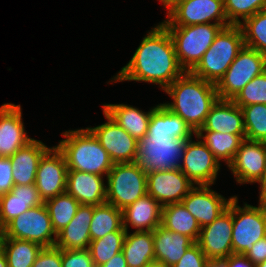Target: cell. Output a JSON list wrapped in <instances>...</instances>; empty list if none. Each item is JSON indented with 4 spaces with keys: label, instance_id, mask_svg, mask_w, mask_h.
Masks as SVG:
<instances>
[{
    "label": "cell",
    "instance_id": "obj_1",
    "mask_svg": "<svg viewBox=\"0 0 266 267\" xmlns=\"http://www.w3.org/2000/svg\"><path fill=\"white\" fill-rule=\"evenodd\" d=\"M184 72L177 60L171 34L159 22L147 31L128 63L111 76L108 83L145 82L164 91Z\"/></svg>",
    "mask_w": 266,
    "mask_h": 267
},
{
    "label": "cell",
    "instance_id": "obj_2",
    "mask_svg": "<svg viewBox=\"0 0 266 267\" xmlns=\"http://www.w3.org/2000/svg\"><path fill=\"white\" fill-rule=\"evenodd\" d=\"M172 101L162 104L180 116L197 133L203 126L211 107L219 99L216 85L184 72L164 90Z\"/></svg>",
    "mask_w": 266,
    "mask_h": 267
},
{
    "label": "cell",
    "instance_id": "obj_3",
    "mask_svg": "<svg viewBox=\"0 0 266 267\" xmlns=\"http://www.w3.org/2000/svg\"><path fill=\"white\" fill-rule=\"evenodd\" d=\"M56 146L63 153L68 171L107 176L114 162L95 135L87 128L65 130Z\"/></svg>",
    "mask_w": 266,
    "mask_h": 267
},
{
    "label": "cell",
    "instance_id": "obj_4",
    "mask_svg": "<svg viewBox=\"0 0 266 267\" xmlns=\"http://www.w3.org/2000/svg\"><path fill=\"white\" fill-rule=\"evenodd\" d=\"M244 46L239 25L223 27L191 73L216 85Z\"/></svg>",
    "mask_w": 266,
    "mask_h": 267
},
{
    "label": "cell",
    "instance_id": "obj_5",
    "mask_svg": "<svg viewBox=\"0 0 266 267\" xmlns=\"http://www.w3.org/2000/svg\"><path fill=\"white\" fill-rule=\"evenodd\" d=\"M165 27L173 39L179 65L185 72H191L197 66L223 28L214 23Z\"/></svg>",
    "mask_w": 266,
    "mask_h": 267
},
{
    "label": "cell",
    "instance_id": "obj_6",
    "mask_svg": "<svg viewBox=\"0 0 266 267\" xmlns=\"http://www.w3.org/2000/svg\"><path fill=\"white\" fill-rule=\"evenodd\" d=\"M187 140L147 133L138 141L135 162L146 174L179 169Z\"/></svg>",
    "mask_w": 266,
    "mask_h": 267
},
{
    "label": "cell",
    "instance_id": "obj_7",
    "mask_svg": "<svg viewBox=\"0 0 266 267\" xmlns=\"http://www.w3.org/2000/svg\"><path fill=\"white\" fill-rule=\"evenodd\" d=\"M147 194V174L136 162L114 163L106 176V203L123 210Z\"/></svg>",
    "mask_w": 266,
    "mask_h": 267
},
{
    "label": "cell",
    "instance_id": "obj_8",
    "mask_svg": "<svg viewBox=\"0 0 266 267\" xmlns=\"http://www.w3.org/2000/svg\"><path fill=\"white\" fill-rule=\"evenodd\" d=\"M238 195L233 196V254L245 255L259 239L266 236V207L253 206L243 201L239 205Z\"/></svg>",
    "mask_w": 266,
    "mask_h": 267
},
{
    "label": "cell",
    "instance_id": "obj_9",
    "mask_svg": "<svg viewBox=\"0 0 266 267\" xmlns=\"http://www.w3.org/2000/svg\"><path fill=\"white\" fill-rule=\"evenodd\" d=\"M266 71V55L246 46L216 84L219 99L233 100L256 76Z\"/></svg>",
    "mask_w": 266,
    "mask_h": 267
},
{
    "label": "cell",
    "instance_id": "obj_10",
    "mask_svg": "<svg viewBox=\"0 0 266 267\" xmlns=\"http://www.w3.org/2000/svg\"><path fill=\"white\" fill-rule=\"evenodd\" d=\"M4 235V238L32 241L42 247L55 246L57 238L44 203L28 209L11 220L4 227Z\"/></svg>",
    "mask_w": 266,
    "mask_h": 267
},
{
    "label": "cell",
    "instance_id": "obj_11",
    "mask_svg": "<svg viewBox=\"0 0 266 267\" xmlns=\"http://www.w3.org/2000/svg\"><path fill=\"white\" fill-rule=\"evenodd\" d=\"M221 167L197 134L187 140L179 169L193 184L213 186L220 175Z\"/></svg>",
    "mask_w": 266,
    "mask_h": 267
},
{
    "label": "cell",
    "instance_id": "obj_12",
    "mask_svg": "<svg viewBox=\"0 0 266 267\" xmlns=\"http://www.w3.org/2000/svg\"><path fill=\"white\" fill-rule=\"evenodd\" d=\"M161 21L164 26L214 23L229 26L223 0H185L174 6Z\"/></svg>",
    "mask_w": 266,
    "mask_h": 267
},
{
    "label": "cell",
    "instance_id": "obj_13",
    "mask_svg": "<svg viewBox=\"0 0 266 267\" xmlns=\"http://www.w3.org/2000/svg\"><path fill=\"white\" fill-rule=\"evenodd\" d=\"M233 197L211 224L201 228L197 241L208 260H225L233 254Z\"/></svg>",
    "mask_w": 266,
    "mask_h": 267
},
{
    "label": "cell",
    "instance_id": "obj_14",
    "mask_svg": "<svg viewBox=\"0 0 266 267\" xmlns=\"http://www.w3.org/2000/svg\"><path fill=\"white\" fill-rule=\"evenodd\" d=\"M67 171L63 153L56 145L50 147L39 160L35 179L43 202L66 192Z\"/></svg>",
    "mask_w": 266,
    "mask_h": 267
},
{
    "label": "cell",
    "instance_id": "obj_15",
    "mask_svg": "<svg viewBox=\"0 0 266 267\" xmlns=\"http://www.w3.org/2000/svg\"><path fill=\"white\" fill-rule=\"evenodd\" d=\"M106 122L87 128L99 140L114 163L135 162L138 141L103 111Z\"/></svg>",
    "mask_w": 266,
    "mask_h": 267
},
{
    "label": "cell",
    "instance_id": "obj_16",
    "mask_svg": "<svg viewBox=\"0 0 266 267\" xmlns=\"http://www.w3.org/2000/svg\"><path fill=\"white\" fill-rule=\"evenodd\" d=\"M227 168L237 185L255 184L266 169V142L243 139Z\"/></svg>",
    "mask_w": 266,
    "mask_h": 267
},
{
    "label": "cell",
    "instance_id": "obj_17",
    "mask_svg": "<svg viewBox=\"0 0 266 267\" xmlns=\"http://www.w3.org/2000/svg\"><path fill=\"white\" fill-rule=\"evenodd\" d=\"M194 186L180 169L147 174V194L162 206L182 202Z\"/></svg>",
    "mask_w": 266,
    "mask_h": 267
},
{
    "label": "cell",
    "instance_id": "obj_18",
    "mask_svg": "<svg viewBox=\"0 0 266 267\" xmlns=\"http://www.w3.org/2000/svg\"><path fill=\"white\" fill-rule=\"evenodd\" d=\"M211 187L212 185H195L182 200L186 209L195 217L201 228L211 224L226 210L234 196L226 198Z\"/></svg>",
    "mask_w": 266,
    "mask_h": 267
},
{
    "label": "cell",
    "instance_id": "obj_19",
    "mask_svg": "<svg viewBox=\"0 0 266 267\" xmlns=\"http://www.w3.org/2000/svg\"><path fill=\"white\" fill-rule=\"evenodd\" d=\"M22 117L20 104L4 103L0 107V150L4 157H10L31 140Z\"/></svg>",
    "mask_w": 266,
    "mask_h": 267
},
{
    "label": "cell",
    "instance_id": "obj_20",
    "mask_svg": "<svg viewBox=\"0 0 266 267\" xmlns=\"http://www.w3.org/2000/svg\"><path fill=\"white\" fill-rule=\"evenodd\" d=\"M105 176L81 171H67L66 192L81 205L106 203Z\"/></svg>",
    "mask_w": 266,
    "mask_h": 267
},
{
    "label": "cell",
    "instance_id": "obj_21",
    "mask_svg": "<svg viewBox=\"0 0 266 267\" xmlns=\"http://www.w3.org/2000/svg\"><path fill=\"white\" fill-rule=\"evenodd\" d=\"M162 205L149 194L122 210L123 228L129 231H154L161 225Z\"/></svg>",
    "mask_w": 266,
    "mask_h": 267
},
{
    "label": "cell",
    "instance_id": "obj_22",
    "mask_svg": "<svg viewBox=\"0 0 266 267\" xmlns=\"http://www.w3.org/2000/svg\"><path fill=\"white\" fill-rule=\"evenodd\" d=\"M199 131L245 135L243 111L232 100L218 99Z\"/></svg>",
    "mask_w": 266,
    "mask_h": 267
},
{
    "label": "cell",
    "instance_id": "obj_23",
    "mask_svg": "<svg viewBox=\"0 0 266 267\" xmlns=\"http://www.w3.org/2000/svg\"><path fill=\"white\" fill-rule=\"evenodd\" d=\"M43 203L35 183L14 185L0 197V227L4 228L18 215Z\"/></svg>",
    "mask_w": 266,
    "mask_h": 267
},
{
    "label": "cell",
    "instance_id": "obj_24",
    "mask_svg": "<svg viewBox=\"0 0 266 267\" xmlns=\"http://www.w3.org/2000/svg\"><path fill=\"white\" fill-rule=\"evenodd\" d=\"M92 216L93 205H80L73 219L57 233L55 247L68 250L88 249Z\"/></svg>",
    "mask_w": 266,
    "mask_h": 267
},
{
    "label": "cell",
    "instance_id": "obj_25",
    "mask_svg": "<svg viewBox=\"0 0 266 267\" xmlns=\"http://www.w3.org/2000/svg\"><path fill=\"white\" fill-rule=\"evenodd\" d=\"M194 243L190 237L169 231L160 225L153 231L155 262L163 267H172Z\"/></svg>",
    "mask_w": 266,
    "mask_h": 267
},
{
    "label": "cell",
    "instance_id": "obj_26",
    "mask_svg": "<svg viewBox=\"0 0 266 267\" xmlns=\"http://www.w3.org/2000/svg\"><path fill=\"white\" fill-rule=\"evenodd\" d=\"M157 105L149 108L148 111L124 103H106L101 107L121 128L137 141H140L148 132L151 113Z\"/></svg>",
    "mask_w": 266,
    "mask_h": 267
},
{
    "label": "cell",
    "instance_id": "obj_27",
    "mask_svg": "<svg viewBox=\"0 0 266 267\" xmlns=\"http://www.w3.org/2000/svg\"><path fill=\"white\" fill-rule=\"evenodd\" d=\"M50 147L33 139L10 156L14 185L33 184L40 158Z\"/></svg>",
    "mask_w": 266,
    "mask_h": 267
},
{
    "label": "cell",
    "instance_id": "obj_28",
    "mask_svg": "<svg viewBox=\"0 0 266 267\" xmlns=\"http://www.w3.org/2000/svg\"><path fill=\"white\" fill-rule=\"evenodd\" d=\"M147 133L175 139H190L196 134L180 116L172 113L161 102L151 113Z\"/></svg>",
    "mask_w": 266,
    "mask_h": 267
},
{
    "label": "cell",
    "instance_id": "obj_29",
    "mask_svg": "<svg viewBox=\"0 0 266 267\" xmlns=\"http://www.w3.org/2000/svg\"><path fill=\"white\" fill-rule=\"evenodd\" d=\"M122 253L127 267H145L154 263L153 231H127Z\"/></svg>",
    "mask_w": 266,
    "mask_h": 267
},
{
    "label": "cell",
    "instance_id": "obj_30",
    "mask_svg": "<svg viewBox=\"0 0 266 267\" xmlns=\"http://www.w3.org/2000/svg\"><path fill=\"white\" fill-rule=\"evenodd\" d=\"M161 226L165 229L190 237L197 242L201 226L182 202L162 207Z\"/></svg>",
    "mask_w": 266,
    "mask_h": 267
},
{
    "label": "cell",
    "instance_id": "obj_31",
    "mask_svg": "<svg viewBox=\"0 0 266 267\" xmlns=\"http://www.w3.org/2000/svg\"><path fill=\"white\" fill-rule=\"evenodd\" d=\"M196 134L207 145L220 164L222 165L224 162L226 167L232 162L241 141L246 138L245 135L224 134L215 131H198Z\"/></svg>",
    "mask_w": 266,
    "mask_h": 267
},
{
    "label": "cell",
    "instance_id": "obj_32",
    "mask_svg": "<svg viewBox=\"0 0 266 267\" xmlns=\"http://www.w3.org/2000/svg\"><path fill=\"white\" fill-rule=\"evenodd\" d=\"M114 231H126L123 228L122 210L109 203L93 205V216L90 223L91 241Z\"/></svg>",
    "mask_w": 266,
    "mask_h": 267
},
{
    "label": "cell",
    "instance_id": "obj_33",
    "mask_svg": "<svg viewBox=\"0 0 266 267\" xmlns=\"http://www.w3.org/2000/svg\"><path fill=\"white\" fill-rule=\"evenodd\" d=\"M42 248L32 241L4 238L2 252L6 256L8 267H32Z\"/></svg>",
    "mask_w": 266,
    "mask_h": 267
},
{
    "label": "cell",
    "instance_id": "obj_34",
    "mask_svg": "<svg viewBox=\"0 0 266 267\" xmlns=\"http://www.w3.org/2000/svg\"><path fill=\"white\" fill-rule=\"evenodd\" d=\"M56 234L73 219L80 203L70 194L64 192L44 202Z\"/></svg>",
    "mask_w": 266,
    "mask_h": 267
},
{
    "label": "cell",
    "instance_id": "obj_35",
    "mask_svg": "<svg viewBox=\"0 0 266 267\" xmlns=\"http://www.w3.org/2000/svg\"><path fill=\"white\" fill-rule=\"evenodd\" d=\"M126 232H110L102 238L90 242L88 250L96 267L105 264L113 256L122 252Z\"/></svg>",
    "mask_w": 266,
    "mask_h": 267
},
{
    "label": "cell",
    "instance_id": "obj_36",
    "mask_svg": "<svg viewBox=\"0 0 266 267\" xmlns=\"http://www.w3.org/2000/svg\"><path fill=\"white\" fill-rule=\"evenodd\" d=\"M239 26L245 46L266 55V9L257 12Z\"/></svg>",
    "mask_w": 266,
    "mask_h": 267
},
{
    "label": "cell",
    "instance_id": "obj_37",
    "mask_svg": "<svg viewBox=\"0 0 266 267\" xmlns=\"http://www.w3.org/2000/svg\"><path fill=\"white\" fill-rule=\"evenodd\" d=\"M246 139L266 142V104L241 107Z\"/></svg>",
    "mask_w": 266,
    "mask_h": 267
},
{
    "label": "cell",
    "instance_id": "obj_38",
    "mask_svg": "<svg viewBox=\"0 0 266 267\" xmlns=\"http://www.w3.org/2000/svg\"><path fill=\"white\" fill-rule=\"evenodd\" d=\"M230 25H241L246 19L266 9V0H223Z\"/></svg>",
    "mask_w": 266,
    "mask_h": 267
},
{
    "label": "cell",
    "instance_id": "obj_39",
    "mask_svg": "<svg viewBox=\"0 0 266 267\" xmlns=\"http://www.w3.org/2000/svg\"><path fill=\"white\" fill-rule=\"evenodd\" d=\"M232 101L239 107L266 104V71L251 80Z\"/></svg>",
    "mask_w": 266,
    "mask_h": 267
},
{
    "label": "cell",
    "instance_id": "obj_40",
    "mask_svg": "<svg viewBox=\"0 0 266 267\" xmlns=\"http://www.w3.org/2000/svg\"><path fill=\"white\" fill-rule=\"evenodd\" d=\"M62 267H96L88 249H61Z\"/></svg>",
    "mask_w": 266,
    "mask_h": 267
},
{
    "label": "cell",
    "instance_id": "obj_41",
    "mask_svg": "<svg viewBox=\"0 0 266 267\" xmlns=\"http://www.w3.org/2000/svg\"><path fill=\"white\" fill-rule=\"evenodd\" d=\"M208 258L201 250L199 244H192L181 259L172 267H205Z\"/></svg>",
    "mask_w": 266,
    "mask_h": 267
},
{
    "label": "cell",
    "instance_id": "obj_42",
    "mask_svg": "<svg viewBox=\"0 0 266 267\" xmlns=\"http://www.w3.org/2000/svg\"><path fill=\"white\" fill-rule=\"evenodd\" d=\"M32 267H62L61 249L55 246L43 247Z\"/></svg>",
    "mask_w": 266,
    "mask_h": 267
},
{
    "label": "cell",
    "instance_id": "obj_43",
    "mask_svg": "<svg viewBox=\"0 0 266 267\" xmlns=\"http://www.w3.org/2000/svg\"><path fill=\"white\" fill-rule=\"evenodd\" d=\"M14 187L10 157L0 158V197Z\"/></svg>",
    "mask_w": 266,
    "mask_h": 267
},
{
    "label": "cell",
    "instance_id": "obj_44",
    "mask_svg": "<svg viewBox=\"0 0 266 267\" xmlns=\"http://www.w3.org/2000/svg\"><path fill=\"white\" fill-rule=\"evenodd\" d=\"M244 256L254 265L264 262L266 260V236L254 243Z\"/></svg>",
    "mask_w": 266,
    "mask_h": 267
},
{
    "label": "cell",
    "instance_id": "obj_45",
    "mask_svg": "<svg viewBox=\"0 0 266 267\" xmlns=\"http://www.w3.org/2000/svg\"><path fill=\"white\" fill-rule=\"evenodd\" d=\"M225 261L227 267H256L249 259L240 254H232Z\"/></svg>",
    "mask_w": 266,
    "mask_h": 267
},
{
    "label": "cell",
    "instance_id": "obj_46",
    "mask_svg": "<svg viewBox=\"0 0 266 267\" xmlns=\"http://www.w3.org/2000/svg\"><path fill=\"white\" fill-rule=\"evenodd\" d=\"M259 185V199L258 204L266 207V169L263 172V175L255 182Z\"/></svg>",
    "mask_w": 266,
    "mask_h": 267
},
{
    "label": "cell",
    "instance_id": "obj_47",
    "mask_svg": "<svg viewBox=\"0 0 266 267\" xmlns=\"http://www.w3.org/2000/svg\"><path fill=\"white\" fill-rule=\"evenodd\" d=\"M98 267H127L126 260L124 254L122 252L113 256L109 261L105 264Z\"/></svg>",
    "mask_w": 266,
    "mask_h": 267
},
{
    "label": "cell",
    "instance_id": "obj_48",
    "mask_svg": "<svg viewBox=\"0 0 266 267\" xmlns=\"http://www.w3.org/2000/svg\"><path fill=\"white\" fill-rule=\"evenodd\" d=\"M162 4L163 8L166 9V14L177 4L185 0H158Z\"/></svg>",
    "mask_w": 266,
    "mask_h": 267
},
{
    "label": "cell",
    "instance_id": "obj_49",
    "mask_svg": "<svg viewBox=\"0 0 266 267\" xmlns=\"http://www.w3.org/2000/svg\"><path fill=\"white\" fill-rule=\"evenodd\" d=\"M205 267H227L225 260H208Z\"/></svg>",
    "mask_w": 266,
    "mask_h": 267
},
{
    "label": "cell",
    "instance_id": "obj_50",
    "mask_svg": "<svg viewBox=\"0 0 266 267\" xmlns=\"http://www.w3.org/2000/svg\"><path fill=\"white\" fill-rule=\"evenodd\" d=\"M0 267H8L6 256L2 251L0 252Z\"/></svg>",
    "mask_w": 266,
    "mask_h": 267
},
{
    "label": "cell",
    "instance_id": "obj_51",
    "mask_svg": "<svg viewBox=\"0 0 266 267\" xmlns=\"http://www.w3.org/2000/svg\"><path fill=\"white\" fill-rule=\"evenodd\" d=\"M4 237V228L0 227V252L2 251Z\"/></svg>",
    "mask_w": 266,
    "mask_h": 267
},
{
    "label": "cell",
    "instance_id": "obj_52",
    "mask_svg": "<svg viewBox=\"0 0 266 267\" xmlns=\"http://www.w3.org/2000/svg\"><path fill=\"white\" fill-rule=\"evenodd\" d=\"M145 267H163V266L161 264H159V263L154 262V263H152V264H150L148 266H145Z\"/></svg>",
    "mask_w": 266,
    "mask_h": 267
},
{
    "label": "cell",
    "instance_id": "obj_53",
    "mask_svg": "<svg viewBox=\"0 0 266 267\" xmlns=\"http://www.w3.org/2000/svg\"><path fill=\"white\" fill-rule=\"evenodd\" d=\"M256 267H266V260L256 265Z\"/></svg>",
    "mask_w": 266,
    "mask_h": 267
}]
</instances>
